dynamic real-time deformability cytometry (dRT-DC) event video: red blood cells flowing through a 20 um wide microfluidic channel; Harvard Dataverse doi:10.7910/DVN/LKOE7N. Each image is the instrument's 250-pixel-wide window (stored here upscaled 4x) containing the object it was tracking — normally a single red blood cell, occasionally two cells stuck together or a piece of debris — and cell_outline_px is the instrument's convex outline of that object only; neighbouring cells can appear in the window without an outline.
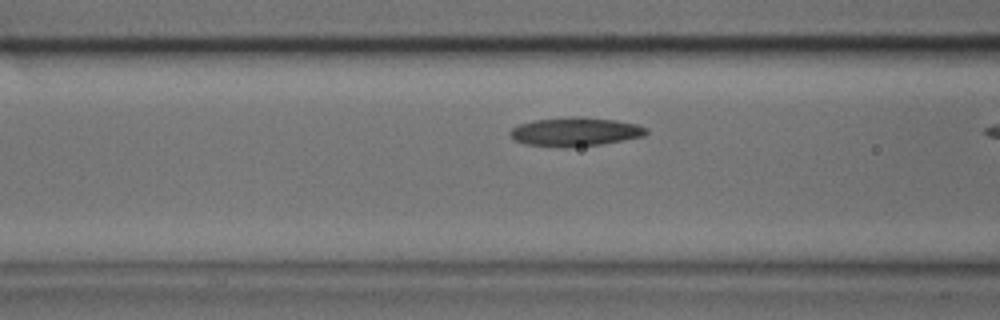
{"species": "common noctule bat (a hibernating species)", "species_latin": "Nyctalus noctula", "temperature_condition": "cold", "stored_images_in_passage": 7, "camera_frame_rate_fps": 3000, "um_per_image_px": 0.085, "animal": {"sex": "male", "body_mass_g": 17.9, "forearm_length_mm": 54.2}, "frame": {"image": 1, "passage_image": 6, "time_ms": 1.667, "image_size_px": [1000, 320], "cell_outline_px": [[648, 132], [644, 136], [624, 140], [600, 144], [564, 148], [560, 148], [524, 144], [512, 140], [508, 132], [512, 128], [520, 124], [532, 120], [572, 116], [580, 116], [616, 120], [636, 124], [648, 128]], "centroid_in_image_um": [48.85, 11.2], "position_along_channel_um": 117.7, "area_um2": 23.24}}